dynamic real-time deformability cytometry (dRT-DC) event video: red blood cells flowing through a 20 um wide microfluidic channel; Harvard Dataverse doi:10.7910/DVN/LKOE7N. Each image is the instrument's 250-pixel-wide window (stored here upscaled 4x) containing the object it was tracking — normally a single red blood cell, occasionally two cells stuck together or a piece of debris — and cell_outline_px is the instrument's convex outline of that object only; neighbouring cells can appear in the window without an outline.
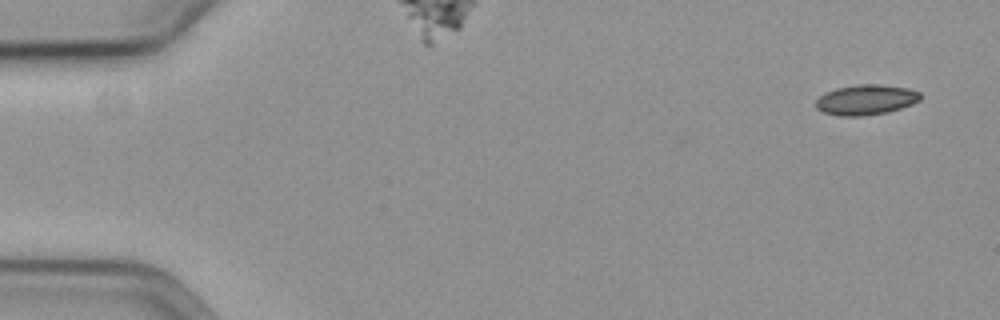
{"species": "common noctule bat (a hibernating species)", "species_latin": "Nyctalus noctula", "temperature_condition": "cold", "stored_images_in_passage": 56, "camera_frame_rate_fps": 3000, "um_per_image_px": 0.085, "animal": {"sex": "female", "body_mass_g": 19.3, "forearm_length_mm": 54.1}, "frame": {"image": 1, "passage_image": 1, "time_ms": 0.0, "image_size_px": [1000, 320], "cell_outline_px": [[920, 100], [912, 104], [888, 112], [860, 116], [840, 116], [824, 112], [816, 108], [816, 100], [824, 92], [836, 88], [860, 84], [880, 84], [908, 88], [920, 92]], "centroid_in_image_um": [73.6, 8.47], "position_along_channel_um": 11.4, "area_um2": 18.38}}
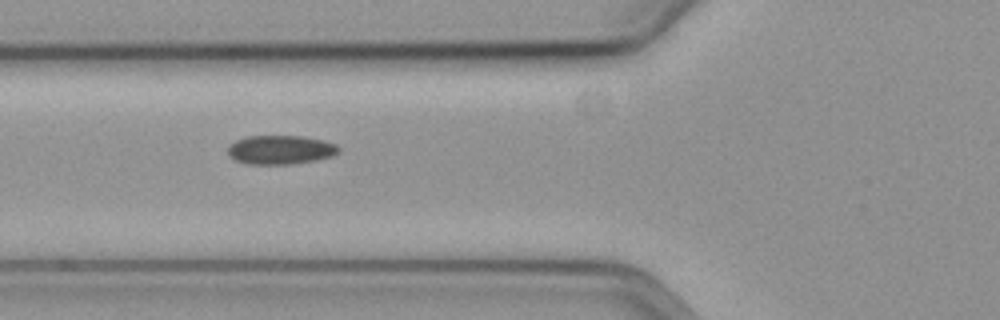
{"frame": {"image": 2, "passage_image": 20, "time_ms": 6.333, "image_size_px": [1000, 320], "cell_outline_px": [[340, 152], [332, 156], [316, 160], [292, 164], [248, 164], [236, 160], [228, 156], [228, 144], [244, 136], [304, 136], [324, 140], [336, 144], [340, 148]], "centroid_in_image_um": [23.84, 12.72], "position_along_channel_um": 102.0, "area_um2": 18.96}}
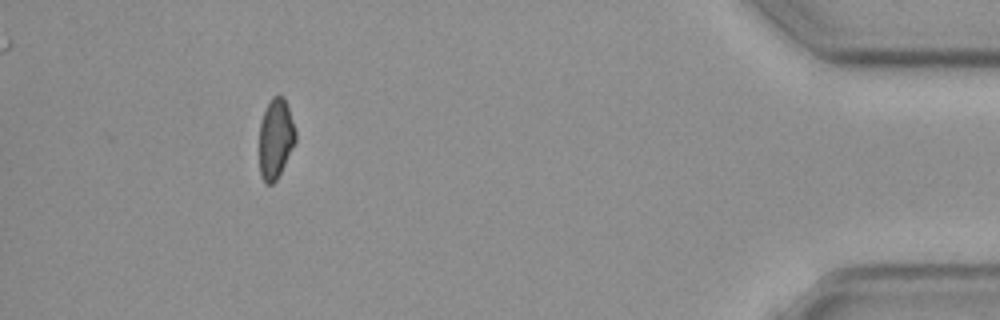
{"frame": {"image": 3, "passage_image": 51, "time_ms": 16.667, "image_size_px": [1000, 320], "cell_outline_px": [[296, 140], [276, 180], [272, 184], [264, 184], [260, 176], [260, 124], [264, 112], [272, 96], [284, 96], [296, 132]], "centroid_in_image_um": [23.42, 11.8], "position_along_channel_um": 411.8, "area_um2": 16.59}, "authors_computed_cell_mechanics": {"area_um2": 18.4382, "velocity_mm_per_s": 3.6034, "shape_relaxation_time_tau1_ms": 6.1675, "shape_relaxation_time_tau2_ms": null, "deformation_change_tau1": 0.077, "deformation_change_tau2": null}}